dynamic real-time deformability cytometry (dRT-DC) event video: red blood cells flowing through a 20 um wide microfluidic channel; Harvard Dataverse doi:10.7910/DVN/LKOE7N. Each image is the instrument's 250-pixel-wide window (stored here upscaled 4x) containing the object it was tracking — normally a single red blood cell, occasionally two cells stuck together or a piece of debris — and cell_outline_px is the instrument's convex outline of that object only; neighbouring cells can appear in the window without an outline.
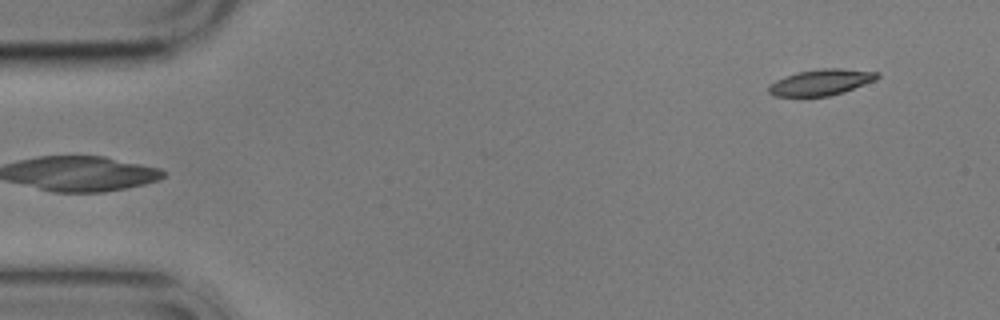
{"species": "common noctule bat (a hibernating species)", "species_latin": "Nyctalus noctula", "temperature_condition": "cold", "stored_images_in_passage": 6, "segment_of_instrument_passage": [2, 2], "camera_frame_rate_fps": 3000, "um_per_image_px": 0.085, "animal": {"sex": "male", "body_mass_g": 17.9}, "frame": {"image": 1, "passage_image": 6, "time_ms": 6.0, "image_size_px": [1000, 320], "cell_outline_px": [[880, 76], [876, 80], [844, 92], [828, 96], [772, 96], [768, 92], [768, 88], [776, 80], [784, 76], [796, 72], [824, 68], [840, 68], [880, 72]], "centroid_in_image_um": [69.81, 6.99], "position_along_channel_um": 15.2, "area_um2": 16.53}}